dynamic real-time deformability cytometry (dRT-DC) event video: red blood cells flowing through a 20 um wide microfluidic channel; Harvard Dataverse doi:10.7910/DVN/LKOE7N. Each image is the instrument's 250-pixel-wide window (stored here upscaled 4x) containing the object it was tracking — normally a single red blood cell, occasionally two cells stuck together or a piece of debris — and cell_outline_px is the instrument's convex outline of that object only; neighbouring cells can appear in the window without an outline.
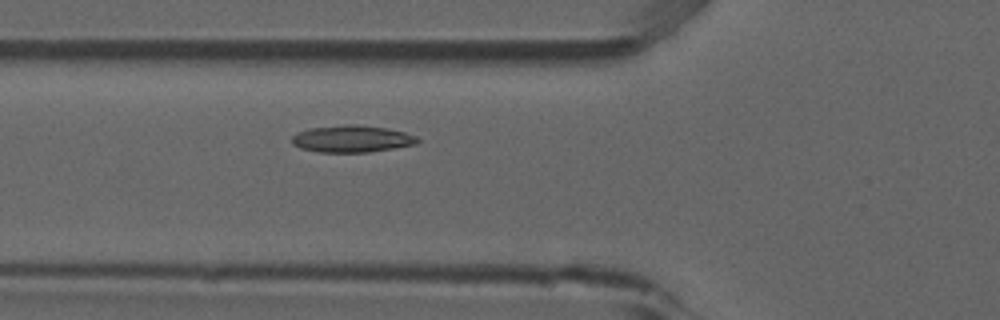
{"species": "common noctule bat (a hibernating species)", "species_latin": "Nyctalus noctula", "temperature_condition": "room temperature", "stored_images_in_passage": 3, "camera_frame_rate_fps": 3000, "um_per_image_px": 0.085, "animal": {"sex": "male", "forearm_length_mm": 52.5}, "frame": {"image": 1, "passage_image": 3, "time_ms": 0.667, "image_size_px": [1000, 320], "cell_outline_px": [[420, 140], [416, 144], [368, 152], [320, 152], [300, 148], [292, 144], [292, 136], [296, 132], [312, 128], [344, 124], [356, 124], [384, 128], [404, 132], [416, 136]], "centroid_in_image_um": [29.88, 11.8], "position_along_channel_um": 95.9, "area_um2": 19.59}}